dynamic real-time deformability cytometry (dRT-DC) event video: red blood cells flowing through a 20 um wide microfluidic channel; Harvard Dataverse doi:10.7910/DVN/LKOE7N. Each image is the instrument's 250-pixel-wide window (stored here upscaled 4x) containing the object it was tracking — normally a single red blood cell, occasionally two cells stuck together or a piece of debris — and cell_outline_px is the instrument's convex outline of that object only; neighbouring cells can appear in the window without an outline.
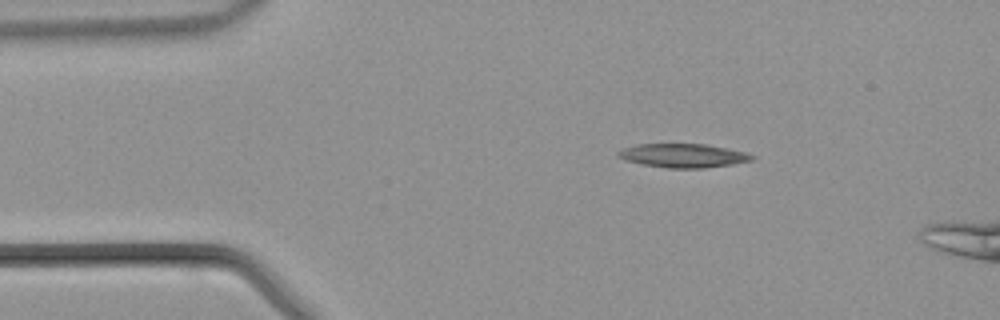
{"species": "common noctule bat (a hibernating species)", "species_latin": "Nyctalus noctula", "temperature_condition": "warm", "stored_images_in_passage": 37, "segment_of_instrument_passage": [1, 2], "camera_frame_rate_fps": 3000, "um_per_image_px": 0.085, "animal": {"sex": "male", "body_mass_g": 21.5, "forearm_length_mm": 52.0}, "frame": {"image": 1, "passage_image": 1, "time_ms": 0.0, "image_size_px": [1000, 320], "cell_outline_px": [[756, 156], [752, 160], [732, 164], [704, 168], [668, 168], [644, 164], [624, 160], [616, 156], [616, 152], [624, 148], [636, 144], [708, 144], [748, 152]], "centroid_in_image_um": [58.09, 13.22], "position_along_channel_um": 26.9, "area_um2": 18.67}}
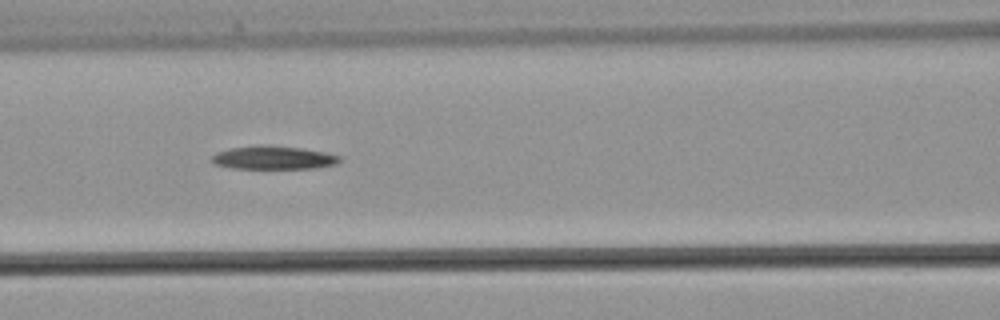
{"frame": {"image": 2, "passage_image": 12, "time_ms": 3.667, "image_size_px": [1000, 320], "cell_outline_px": [[340, 160], [336, 164], [316, 168], [232, 168], [216, 164], [212, 160], [212, 156], [216, 152], [228, 148], [260, 144], [264, 144], [300, 148], [324, 152], [340, 156]], "centroid_in_image_um": [23.22, 13.39], "position_along_channel_um": 143.4, "area_um2": 17.34}}
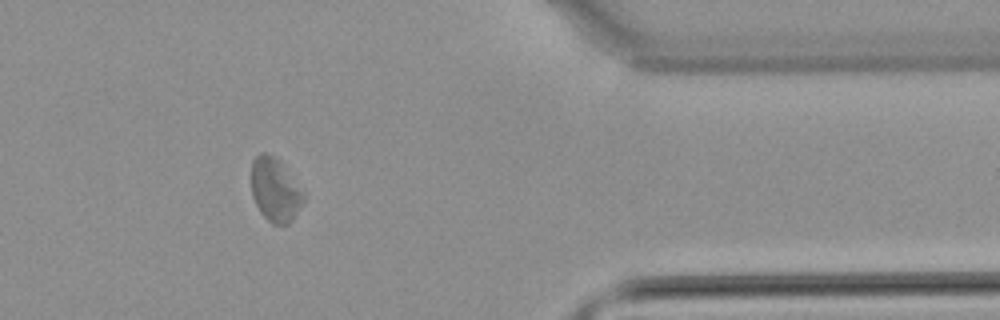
{"frame": {"image": 3, "passage_image": 30, "time_ms": 9.667, "image_size_px": [1000, 320], "cell_outline_px": [[304, 200], [292, 220], [288, 224], [272, 224], [260, 212], [252, 196], [252, 160], [260, 152], [268, 152], [276, 156], [280, 160], [304, 196]], "centroid_in_image_um": [23.35, 16.11], "position_along_channel_um": 388.1, "area_um2": 19.07}}